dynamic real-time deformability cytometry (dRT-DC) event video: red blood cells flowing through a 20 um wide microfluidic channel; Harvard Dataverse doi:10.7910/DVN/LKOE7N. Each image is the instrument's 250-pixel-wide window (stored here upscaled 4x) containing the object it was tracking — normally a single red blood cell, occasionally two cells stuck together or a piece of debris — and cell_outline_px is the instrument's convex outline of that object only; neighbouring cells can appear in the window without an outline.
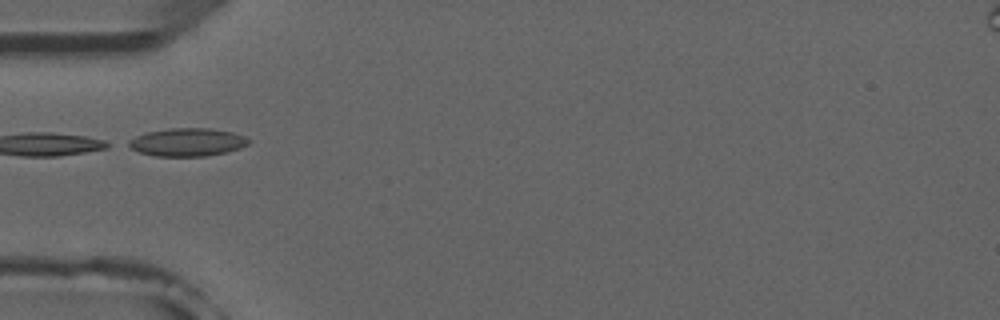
{"species": "common noctule bat (a hibernating species)", "species_latin": "Nyctalus noctula", "temperature_condition": "room temperature", "stored_images_in_passage": 2, "camera_frame_rate_fps": 3000, "um_per_image_px": 0.085, "animal": {"sex": "male", "forearm_length_mm": 52.5}, "frame": {"image": 1, "passage_image": 2, "time_ms": 1.0, "image_size_px": [1000, 320], "cell_outline_px": [[252, 140], [248, 144], [240, 148], [228, 152], [208, 156], [156, 156], [140, 152], [124, 144], [128, 140], [136, 136], [148, 132], [172, 128], [212, 128], [232, 132], [244, 136]], "centroid_in_image_um": [15.95, 12.08], "position_along_channel_um": 69.1, "area_um2": 19.71}}